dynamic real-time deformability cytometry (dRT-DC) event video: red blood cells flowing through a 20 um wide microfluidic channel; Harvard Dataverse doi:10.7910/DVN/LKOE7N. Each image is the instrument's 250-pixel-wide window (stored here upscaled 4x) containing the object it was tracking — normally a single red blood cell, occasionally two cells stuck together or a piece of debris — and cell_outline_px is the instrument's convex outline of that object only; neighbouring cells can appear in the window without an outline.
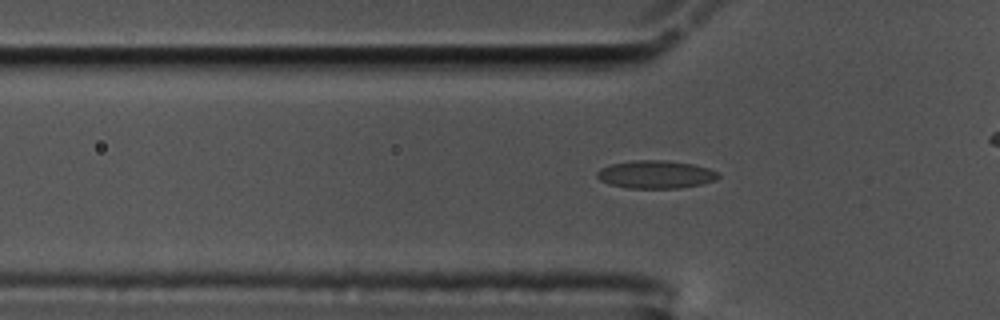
{"species": "common noctule bat (a hibernating species)", "species_latin": "Nyctalus noctula", "temperature_condition": "cold", "stored_images_in_passage": 46, "camera_frame_rate_fps": 3000, "um_per_image_px": 0.085, "animal": {"sex": "male", "body_mass_g": 17.5, "forearm_length_mm": 52.3}, "frame": {"image": 1, "passage_image": 18, "time_ms": 5.667, "image_size_px": [1000, 320], "cell_outline_px": [[720, 176], [716, 180], [700, 184], [676, 188], [628, 188], [608, 184], [600, 180], [596, 176], [596, 172], [600, 168], [612, 164], [632, 160], [664, 160], [692, 164], [708, 168], [720, 172]], "centroid_in_image_um": [55.72, 14.82], "position_along_channel_um": 70.1, "area_um2": 19.77}}
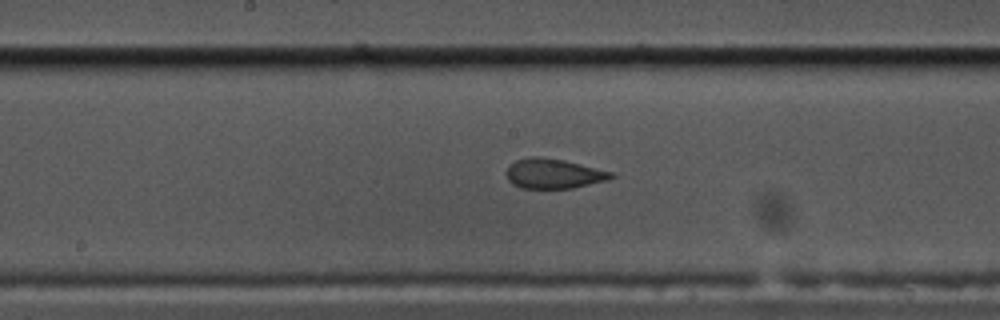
{"frame": {"image": 2, "passage_image": 29, "time_ms": 9.333, "image_size_px": [1000, 320], "cell_outline_px": [[616, 176], [608, 180], [572, 188], [520, 188], [512, 184], [508, 180], [504, 172], [516, 160], [528, 156], [540, 156], [564, 160], [612, 172]], "centroid_in_image_um": [47.02, 14.75], "position_along_channel_um": 201.2, "area_um2": 18.26}}
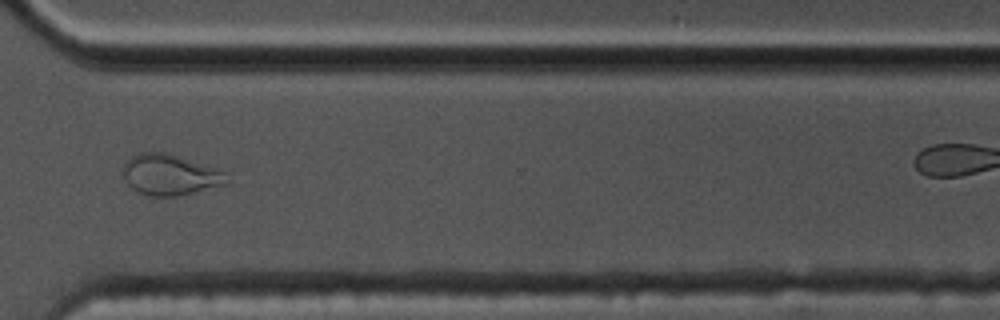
{"frame": {"image": 3, "passage_image": 42, "time_ms": 13.667, "image_size_px": [1000, 320], "cell_outline_px": [[232, 180], [228, 184], [176, 196], [148, 196], [136, 192], [128, 184], [124, 176], [124, 160], [140, 152], [168, 152], [216, 168], [224, 172]], "centroid_in_image_um": [14.47, 14.85], "position_along_channel_um": 356.1, "area_um2": 24.91}}